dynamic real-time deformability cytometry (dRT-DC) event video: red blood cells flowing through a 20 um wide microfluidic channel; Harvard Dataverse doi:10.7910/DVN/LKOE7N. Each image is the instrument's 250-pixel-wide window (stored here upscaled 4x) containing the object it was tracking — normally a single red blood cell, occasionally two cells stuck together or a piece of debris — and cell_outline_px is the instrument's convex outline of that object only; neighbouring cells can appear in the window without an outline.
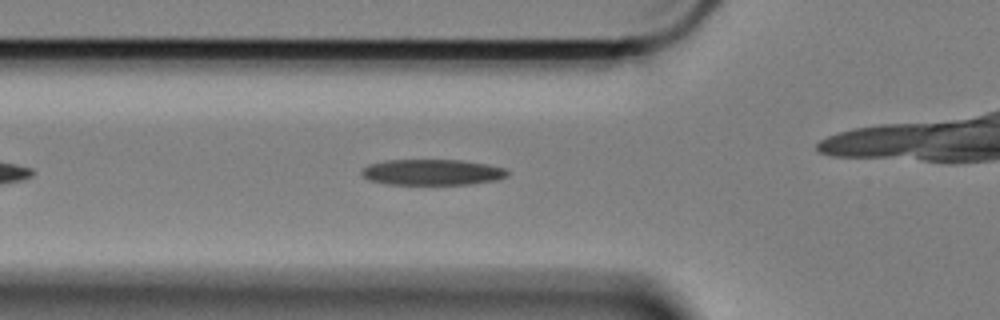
{"species": "Egyptian fruit bat (a non-hibernating species)", "species_latin": "Rousettus aegyptiacus", "temperature_condition": "cold", "stored_images_in_passage": 30, "camera_frame_rate_fps": 3000, "um_per_image_px": 0.085, "animal": {"sex": "female"}, "frame": {"image": 1, "passage_image": 8, "time_ms": 2.333, "image_size_px": [1000, 320], "cell_outline_px": [[508, 176], [496, 180], [472, 184], [388, 184], [368, 180], [360, 172], [368, 164], [388, 160], [460, 160], [488, 164], [504, 168], [508, 172]], "centroid_in_image_um": [36.75, 14.64], "position_along_channel_um": 89.1, "area_um2": 21.91}}
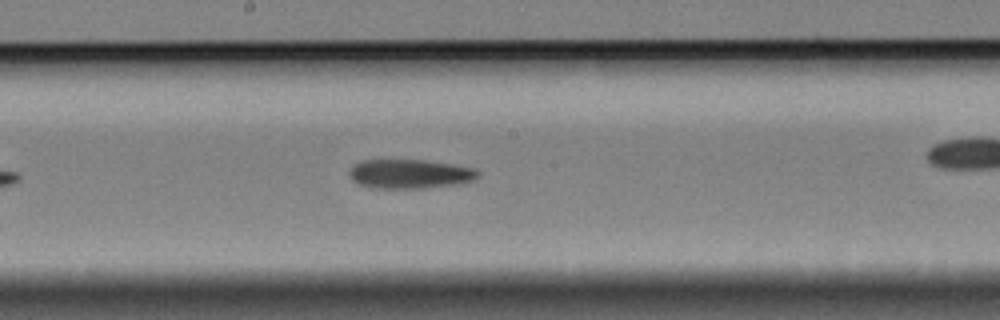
{"frame": {"image": 2, "passage_image": 19, "time_ms": 6.0, "image_size_px": [1000, 320], "cell_outline_px": [[480, 176], [472, 180], [456, 184], [424, 188], [372, 188], [360, 184], [352, 180], [348, 176], [348, 172], [352, 164], [360, 160], [424, 160], [452, 164], [476, 168], [480, 172]], "centroid_in_image_um": [34.8, 14.77], "position_along_channel_um": 213.4, "area_um2": 22.08}}
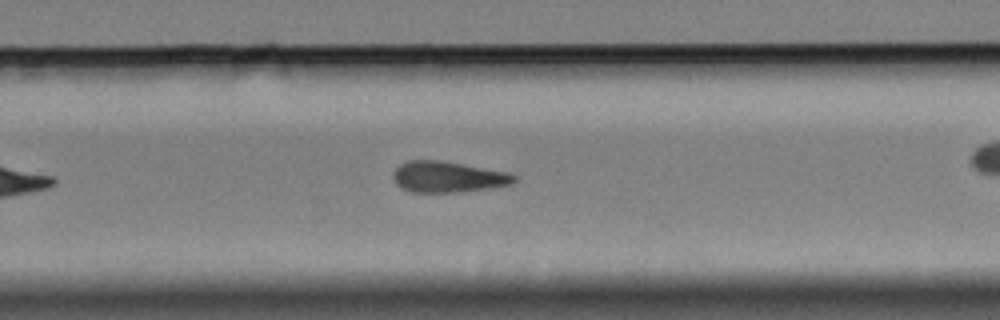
{"frame": {"image": 3, "passage_image": 26, "time_ms": 8.333, "image_size_px": [1000, 320], "cell_outline_px": [[516, 180], [512, 184], [492, 188], [460, 192], [412, 192], [400, 188], [392, 180], [392, 172], [400, 164], [408, 160], [440, 160], [508, 172], [516, 176]], "centroid_in_image_um": [38.04, 15.04], "position_along_channel_um": 291.8, "area_um2": 22.08}}